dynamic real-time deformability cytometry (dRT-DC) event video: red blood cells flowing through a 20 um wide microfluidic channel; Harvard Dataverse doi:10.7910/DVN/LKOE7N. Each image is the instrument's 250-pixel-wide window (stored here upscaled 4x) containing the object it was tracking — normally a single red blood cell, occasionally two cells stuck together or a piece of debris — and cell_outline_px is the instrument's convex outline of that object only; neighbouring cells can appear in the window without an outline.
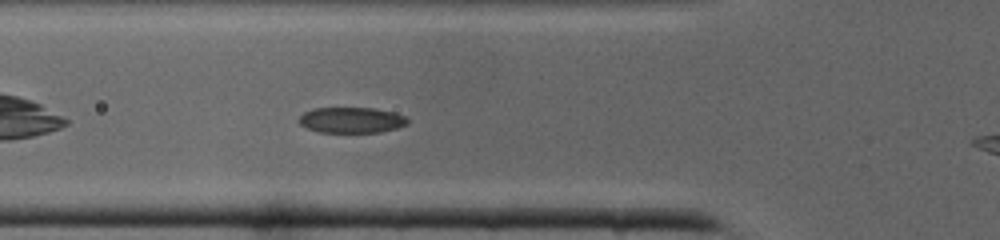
{"species": "common noctule bat (a hibernating species)", "species_latin": "Nyctalus noctula", "temperature_condition": "cold", "stored_images_in_passage": 25, "camera_frame_rate_fps": 3000, "um_per_image_px": 0.085, "animal": {"sex": "male", "body_mass_g": 19.0, "forearm_length_mm": 50.8}, "frame": {"image": 1, "passage_image": 5, "time_ms": 1.333, "image_size_px": [1000, 240], "cell_outline_px": [[408, 124], [396, 128], [380, 132], [320, 132], [308, 128], [300, 124], [296, 120], [304, 112], [312, 108], [376, 108], [408, 116]], "centroid_in_image_um": [29.88, 10.2], "position_along_channel_um": 95.9, "area_um2": 16.36}}
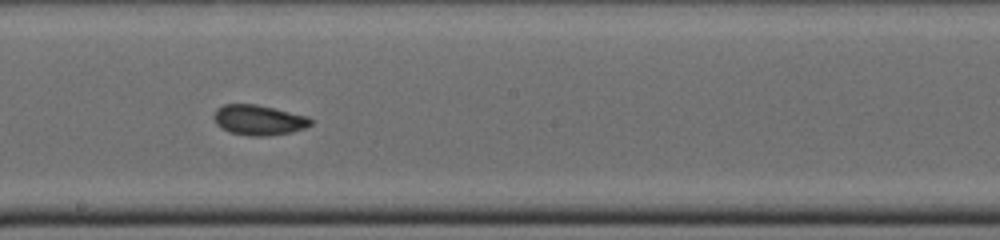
{"frame": {"image": 2, "passage_image": 13, "time_ms": 4.0, "image_size_px": [1000, 240], "cell_outline_px": [[312, 124], [304, 128], [292, 132], [268, 136], [248, 136], [228, 132], [216, 124], [212, 116], [216, 108], [224, 104], [256, 104], [308, 116], [312, 120]], "centroid_in_image_um": [21.96, 10.2], "position_along_channel_um": 226.2, "area_um2": 17.22}}
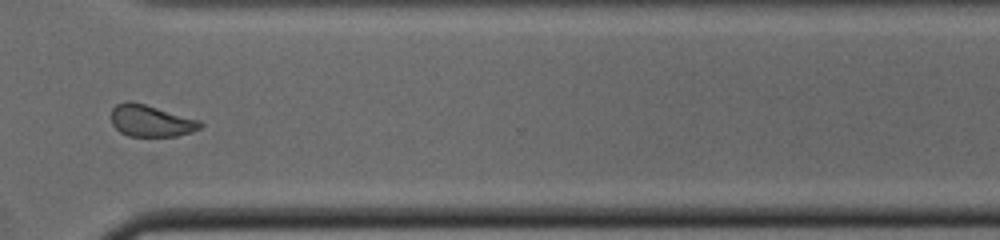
{"frame": {"image": 3, "passage_image": 21, "time_ms": 6.667, "image_size_px": [1000, 240], "cell_outline_px": [[204, 124], [200, 128], [192, 132], [176, 136], [128, 136], [120, 132], [112, 124], [112, 108], [116, 104], [128, 100], [144, 104], [200, 120]], "centroid_in_image_um": [12.83, 10.27], "position_along_channel_um": 357.8, "area_um2": 16.42}}